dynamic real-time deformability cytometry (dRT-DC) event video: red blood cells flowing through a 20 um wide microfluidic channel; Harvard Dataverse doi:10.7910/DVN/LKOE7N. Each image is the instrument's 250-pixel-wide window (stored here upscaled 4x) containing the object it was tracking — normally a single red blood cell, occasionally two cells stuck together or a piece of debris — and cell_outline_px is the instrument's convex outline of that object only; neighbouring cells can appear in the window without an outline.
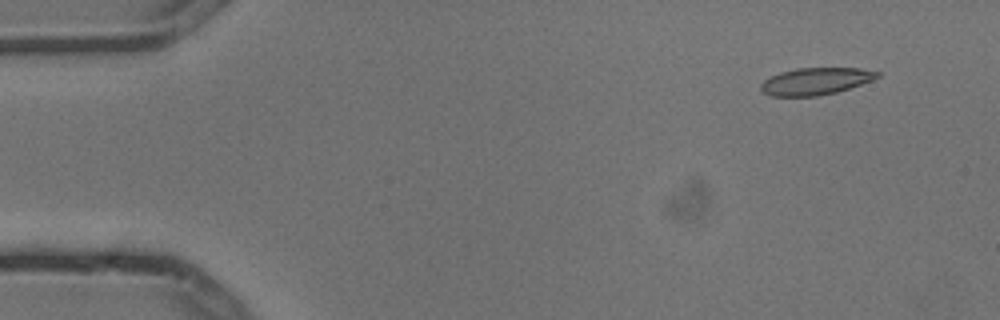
{"species": "common noctule bat (a hibernating species)", "species_latin": "Nyctalus noctula", "temperature_condition": "cold", "stored_images_in_passage": 5, "camera_frame_rate_fps": 3000, "um_per_image_px": 0.085, "animal": {"sex": "male", "body_mass_g": 13.3}, "frame": {"image": 1, "passage_image": 2, "time_ms": 0.333, "image_size_px": [1000, 320], "cell_outline_px": [[880, 76], [872, 80], [836, 92], [816, 96], [772, 96], [764, 92], [760, 88], [760, 84], [764, 80], [780, 72], [796, 68], [860, 68], [880, 72]], "centroid_in_image_um": [69.32, 6.9], "position_along_channel_um": 15.7, "area_um2": 18.21}}
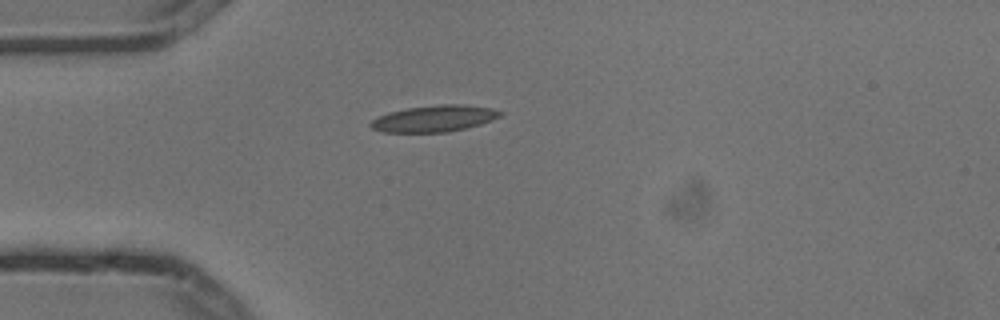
{"frame": {"image": 2, "passage_image": 5, "time_ms": 1.333, "image_size_px": [1000, 320], "cell_outline_px": [[504, 112], [500, 116], [492, 120], [480, 124], [448, 132], [384, 132], [372, 128], [368, 124], [376, 116], [388, 112], [408, 108], [440, 104], [464, 104], [492, 108]], "centroid_in_image_um": [36.9, 10.07], "position_along_channel_um": 48.1, "area_um2": 20.0}}